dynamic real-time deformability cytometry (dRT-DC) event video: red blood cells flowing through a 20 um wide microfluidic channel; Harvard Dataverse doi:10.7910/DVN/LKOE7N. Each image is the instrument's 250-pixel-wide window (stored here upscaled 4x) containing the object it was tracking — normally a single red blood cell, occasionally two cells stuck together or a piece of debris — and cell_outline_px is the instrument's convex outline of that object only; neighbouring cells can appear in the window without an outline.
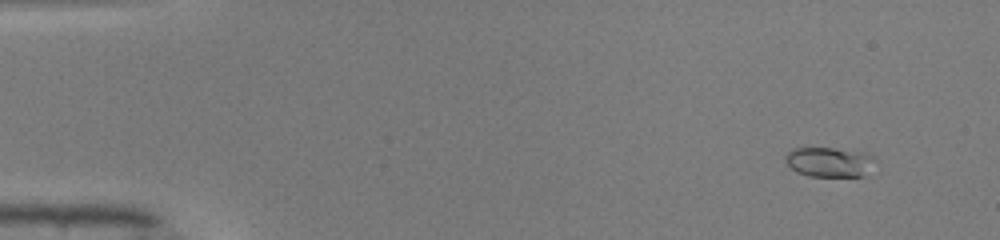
{"species": "common noctule bat (a hibernating species)", "species_latin": "Nyctalus noctula", "temperature_condition": "warm", "stored_images_in_passage": 49, "camera_frame_rate_fps": 3000, "um_per_image_px": 0.085, "animal": {"sex": "male", "body_mass_g": 19.0, "forearm_length_mm": 50.8}, "frame": {"image": 1, "passage_image": 3, "time_ms": 0.667, "image_size_px": [1000, 240], "cell_outline_px": [[872, 156], [864, 176], [808, 176], [796, 172], [784, 160], [784, 156], [792, 148], [832, 148], [864, 152]], "centroid_in_image_um": [70.37, 13.76], "position_along_channel_um": 14.6, "area_um2": 15.14}}
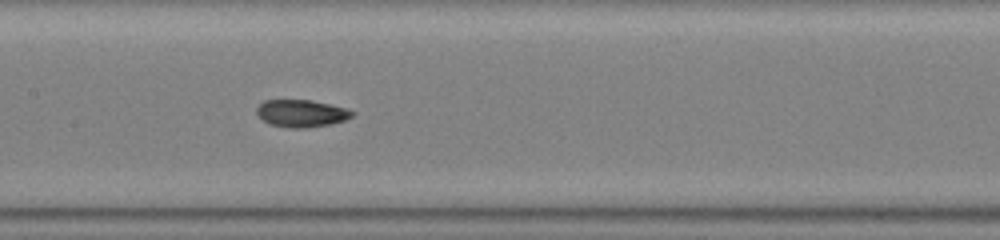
{"frame": {"image": 2, "passage_image": 24, "time_ms": 7.667, "image_size_px": [1000, 240], "cell_outline_px": [[356, 112], [352, 116], [344, 120], [328, 124], [308, 128], [292, 128], [268, 124], [256, 112], [256, 108], [264, 100], [312, 100], [348, 108]], "centroid_in_image_um": [25.63, 9.63], "position_along_channel_um": 181.8, "area_um2": 15.2}}
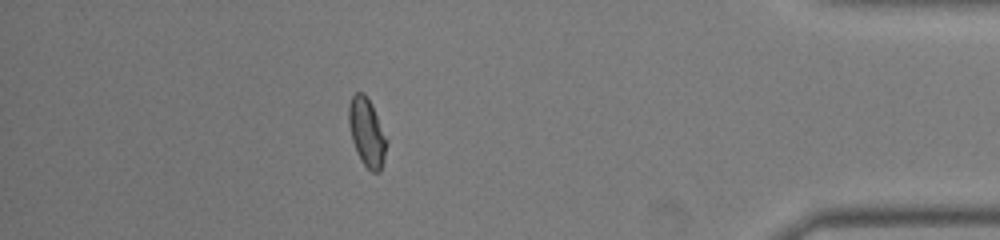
{"frame": {"image": 3, "passage_image": 43, "time_ms": 14.0, "image_size_px": [1000, 240], "cell_outline_px": [[388, 140], [380, 172], [372, 172], [364, 164], [356, 152], [352, 140], [348, 124], [348, 104], [352, 96], [356, 92], [364, 92], [372, 104]], "centroid_in_image_um": [31.17, 11.21], "position_along_channel_um": 404.0, "area_um2": 15.14}, "authors_computed_cell_mechanics": {"area_um2": 15.1436, "velocity_mm_per_s": 4.1373, "shape_relaxation_time_tau1_ms": 10.1762, "shape_relaxation_time_tau2_ms": 2.1261, "deformation_change_tau1": 0.2868, "deformation_change_tau2": 0.0792}}